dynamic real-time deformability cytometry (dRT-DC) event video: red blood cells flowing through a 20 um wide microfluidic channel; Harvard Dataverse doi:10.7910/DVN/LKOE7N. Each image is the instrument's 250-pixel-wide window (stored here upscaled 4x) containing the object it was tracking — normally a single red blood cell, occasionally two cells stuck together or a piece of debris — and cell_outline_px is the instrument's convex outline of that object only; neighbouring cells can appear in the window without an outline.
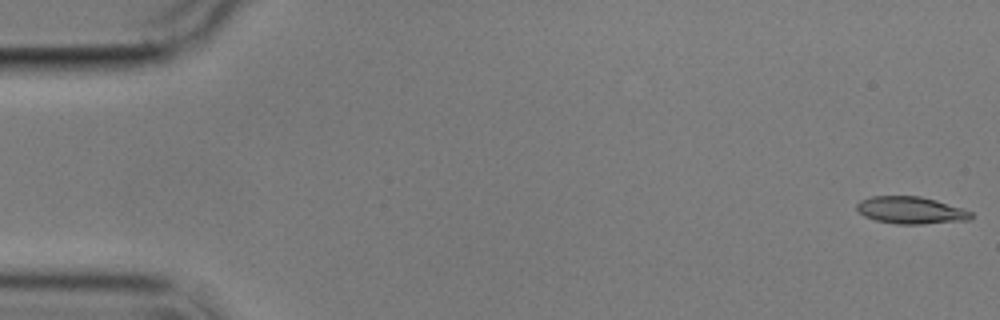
{"species": "common noctule bat (a hibernating species)", "species_latin": "Nyctalus noctula", "temperature_condition": "cold", "stored_images_in_passage": 5, "camera_frame_rate_fps": 3000, "um_per_image_px": 0.085, "animal": {"sex": "male", "body_mass_g": 17.9}, "frame": {"image": 1, "passage_image": 1, "time_ms": 0.0, "image_size_px": [1000, 320], "cell_outline_px": [[972, 216], [968, 220], [924, 224], [896, 224], [876, 220], [864, 216], [856, 208], [856, 204], [860, 200], [872, 196], [920, 196], [936, 200], [964, 208], [972, 212]], "centroid_in_image_um": [77.43, 17.87], "position_along_channel_um": 7.6, "area_um2": 18.15}}
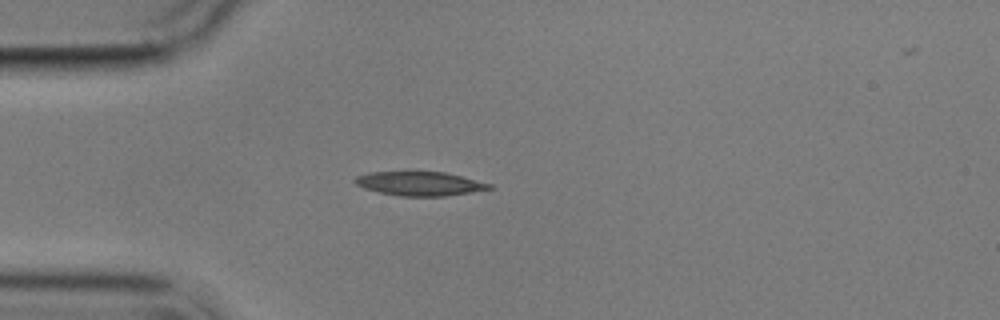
{"frame": {"image": 2, "passage_image": 5, "time_ms": 4.667, "image_size_px": [1000, 320], "cell_outline_px": [[496, 188], [444, 196], [400, 196], [380, 192], [364, 188], [356, 184], [352, 180], [356, 176], [372, 172], [444, 172], [492, 184]], "centroid_in_image_um": [35.68, 15.61], "position_along_channel_um": 49.3, "area_um2": 18.61}}